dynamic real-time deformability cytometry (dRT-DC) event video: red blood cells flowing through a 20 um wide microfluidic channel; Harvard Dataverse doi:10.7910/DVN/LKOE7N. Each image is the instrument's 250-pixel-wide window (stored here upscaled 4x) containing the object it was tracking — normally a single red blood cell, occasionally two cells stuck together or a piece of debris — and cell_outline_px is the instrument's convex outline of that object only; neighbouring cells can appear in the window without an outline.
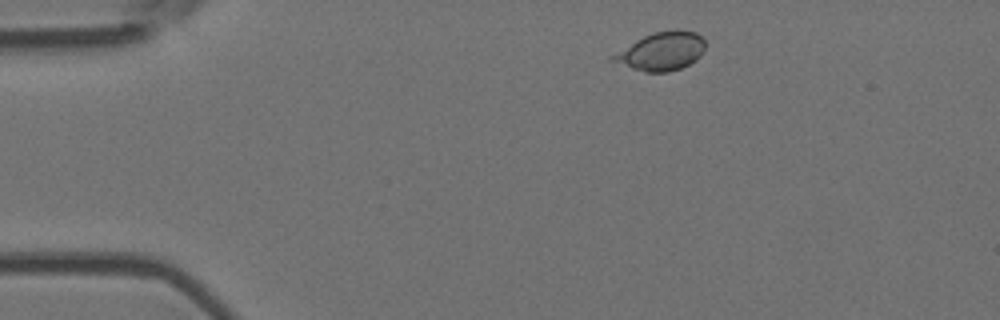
{"species": "Egyptian fruit bat (a non-hibernating species)", "species_latin": "Rousettus aegyptiacus", "temperature_condition": "room temperature", "stored_images_in_passage": 47, "camera_frame_rate_fps": 3000, "um_per_image_px": 0.085, "animal": {"sex": "female"}, "frame": {"image": 1, "passage_image": 2, "time_ms": 0.333, "image_size_px": [1000, 320], "cell_outline_px": [[704, 52], [696, 60], [680, 68], [668, 72], [644, 72], [608, 60], [608, 56], [636, 40], [652, 32], [676, 28], [696, 32], [704, 40]], "centroid_in_image_um": [56.19, 4.34], "position_along_channel_um": 28.8, "area_um2": 20.87}}
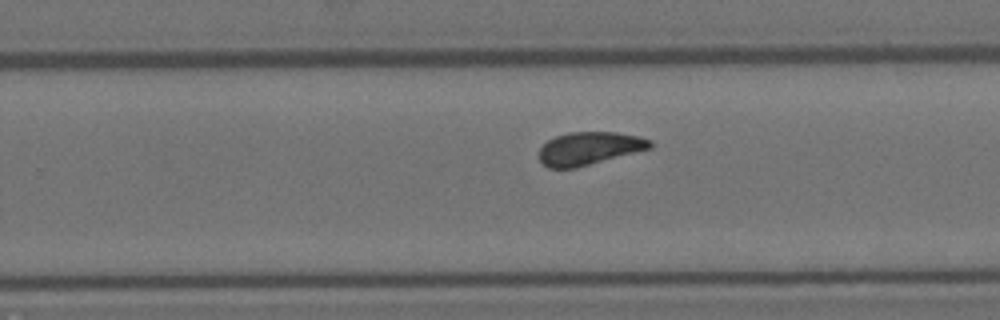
{"frame": {"image": 2, "passage_image": 27, "time_ms": 8.667, "image_size_px": [1000, 320], "cell_outline_px": [[652, 148], [576, 168], [548, 168], [540, 160], [540, 148], [548, 140], [556, 136], [568, 132], [616, 132], [640, 136], [652, 140]], "centroid_in_image_um": [50.11, 12.61], "position_along_channel_um": 279.7, "area_um2": 21.33}}
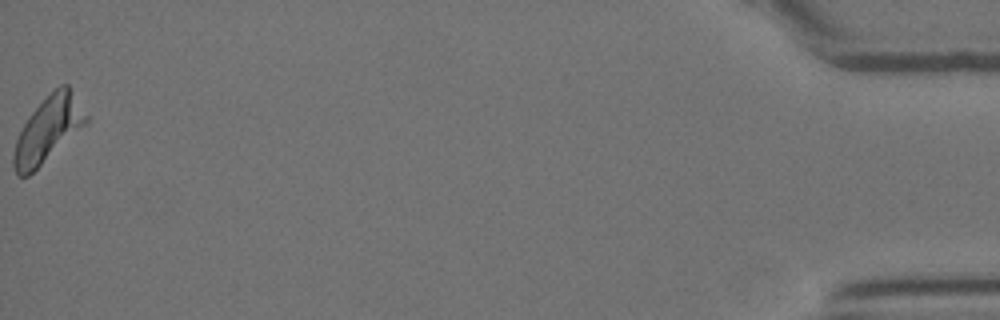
{"frame": {"image": 3, "passage_image": 47, "time_ms": 15.333, "image_size_px": [1000, 320], "cell_outline_px": [[88, 120], [84, 124], [28, 176], [20, 176], [16, 172], [12, 164], [12, 156], [16, 140], [28, 116], [60, 84], [68, 84], [88, 116]], "centroid_in_image_um": [4.05, 11.0], "position_along_channel_um": 431.1, "area_um2": 26.47}, "authors_computed_cell_mechanics": {"area_um2": 21.3282, "velocity_mm_per_s": 3.7144, "shape_relaxation_time_tau1_ms": null, "shape_relaxation_time_tau2_ms": 4.5374, "deformation_change_tau1": null, "deformation_change_tau2": 0.0745}}